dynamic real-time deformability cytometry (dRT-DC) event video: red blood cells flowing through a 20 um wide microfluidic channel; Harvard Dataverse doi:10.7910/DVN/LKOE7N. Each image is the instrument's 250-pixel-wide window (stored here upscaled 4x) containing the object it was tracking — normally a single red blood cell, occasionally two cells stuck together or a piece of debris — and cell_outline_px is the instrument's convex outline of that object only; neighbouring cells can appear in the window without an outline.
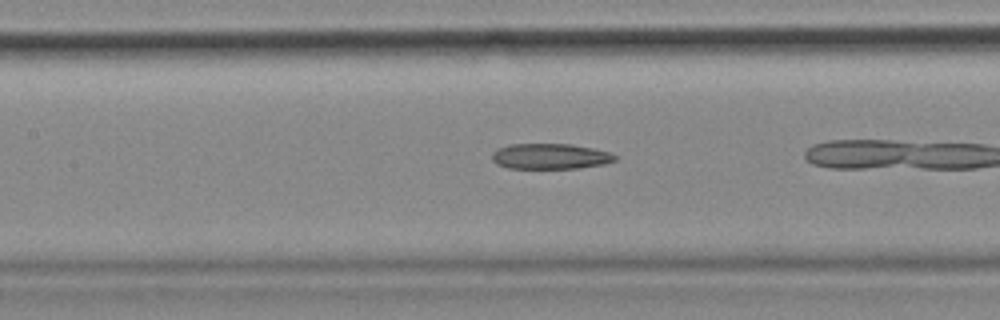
{"species": "common noctule bat (a hibernating species)", "species_latin": "Nyctalus noctula", "temperature_condition": "cold", "stored_images_in_passage": 32, "camera_frame_rate_fps": 3000, "um_per_image_px": 0.085, "animal": {"sex": "female", "body_mass_g": 18.4}, "frame": {"image": 1, "passage_image": 14, "time_ms": 4.333, "image_size_px": [1000, 320], "cell_outline_px": [[620, 156], [616, 160], [604, 164], [580, 168], [508, 168], [496, 164], [492, 160], [492, 152], [496, 148], [512, 144], [572, 144], [596, 148]], "centroid_in_image_um": [46.79, 13.28], "position_along_channel_um": 160.6, "area_um2": 18.55}}